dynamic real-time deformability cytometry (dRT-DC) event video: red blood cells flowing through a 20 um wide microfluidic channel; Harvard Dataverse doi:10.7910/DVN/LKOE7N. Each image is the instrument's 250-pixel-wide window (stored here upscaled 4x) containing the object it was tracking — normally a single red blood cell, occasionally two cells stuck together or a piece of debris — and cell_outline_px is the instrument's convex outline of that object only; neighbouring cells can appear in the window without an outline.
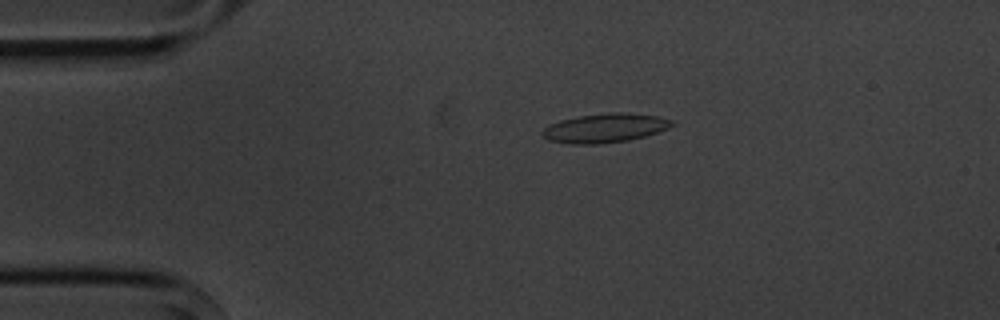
{"species": "common noctule bat (a hibernating species)", "species_latin": "Nyctalus noctula", "temperature_condition": "cold", "stored_images_in_passage": 2, "camera_frame_rate_fps": 3000, "um_per_image_px": 0.085, "animal": {"sex": "male", "body_mass_g": 20.1, "forearm_length_mm": 53.5}, "frame": {"image": 1, "passage_image": 1, "time_ms": 0.0, "image_size_px": [1000, 320], "cell_outline_px": [[676, 124], [668, 128], [644, 136], [628, 140], [596, 144], [572, 144], [548, 140], [540, 132], [548, 124], [560, 120], [576, 116], [608, 112], [624, 112], [656, 116], [672, 120]], "centroid_in_image_um": [51.38, 10.87], "position_along_channel_um": 33.6, "area_um2": 21.96}}